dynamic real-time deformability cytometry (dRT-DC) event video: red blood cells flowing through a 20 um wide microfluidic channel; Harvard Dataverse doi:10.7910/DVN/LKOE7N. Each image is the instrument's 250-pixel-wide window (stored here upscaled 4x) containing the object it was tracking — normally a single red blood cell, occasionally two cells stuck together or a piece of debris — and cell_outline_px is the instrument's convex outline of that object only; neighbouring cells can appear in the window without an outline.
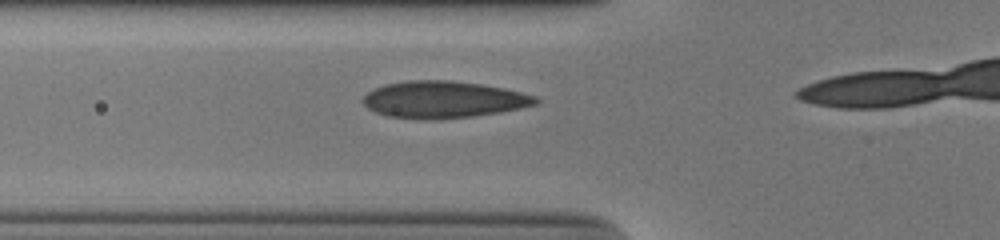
{"species": "human", "species_latin": "Homo sapiens", "temperature_condition": "cold", "stored_images_in_passage": 18, "camera_frame_rate_fps": 3000, "um_per_image_px": 0.085, "donor": {"sex": "male"}, "frame": {"image": 1, "passage_image": 13, "time_ms": 4.0, "image_size_px": [1000, 240], "cell_outline_px": [[540, 100], [536, 104], [520, 108], [500, 112], [472, 116], [388, 116], [376, 112], [368, 108], [360, 100], [368, 92], [384, 84], [408, 80], [448, 80], [480, 84], [504, 88], [536, 96]], "centroid_in_image_um": [37.71, 8.41], "position_along_channel_um": 88.1, "area_um2": 35.78}}
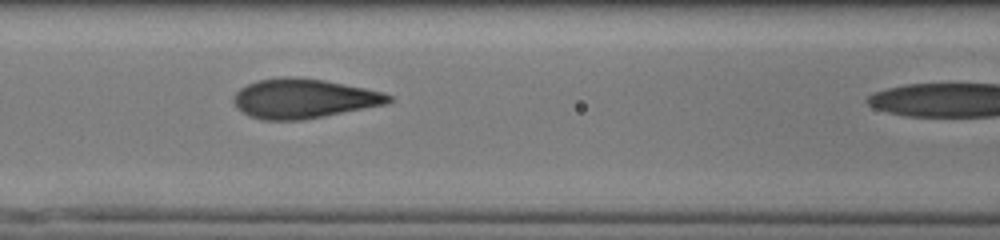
{"frame": {"image": 2, "passage_image": 17, "time_ms": 5.333, "image_size_px": [1000, 240], "cell_outline_px": [[392, 100], [388, 104], [324, 116], [300, 120], [264, 120], [248, 116], [236, 108], [232, 100], [236, 92], [240, 88], [256, 80], [324, 80], [384, 92], [392, 96]], "centroid_in_image_um": [25.82, 8.43], "position_along_channel_um": 140.8, "area_um2": 34.74}}